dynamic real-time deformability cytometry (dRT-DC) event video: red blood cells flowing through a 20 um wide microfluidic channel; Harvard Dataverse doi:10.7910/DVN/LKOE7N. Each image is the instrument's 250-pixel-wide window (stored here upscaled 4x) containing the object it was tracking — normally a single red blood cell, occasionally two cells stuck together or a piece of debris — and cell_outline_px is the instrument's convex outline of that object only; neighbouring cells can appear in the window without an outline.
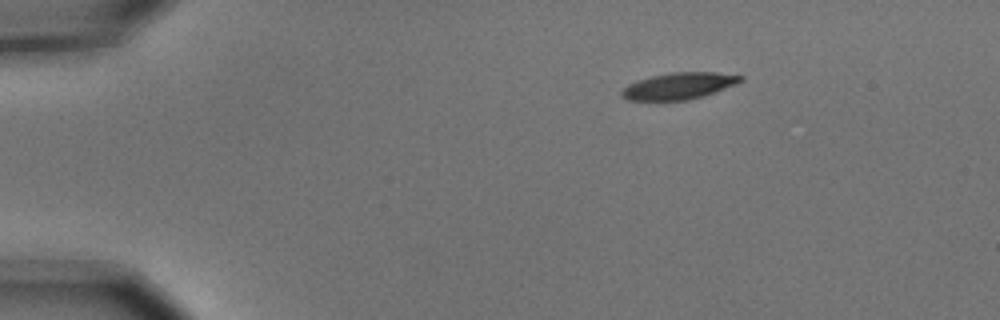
{"species": "common noctule bat (a hibernating species)", "species_latin": "Nyctalus noctula", "temperature_condition": "cold", "stored_images_in_passage": 3, "camera_frame_rate_fps": 3000, "um_per_image_px": 0.085, "animal": {"sex": "male", "body_mass_g": 15.6}, "frame": {"image": 1, "passage_image": 1, "time_ms": 0.0, "image_size_px": [1000, 320], "cell_outline_px": [[744, 80], [736, 84], [704, 96], [688, 100], [628, 100], [620, 96], [620, 92], [628, 84], [636, 80], [668, 72], [716, 72], [744, 76]], "centroid_in_image_um": [57.7, 7.3], "position_along_channel_um": 27.3, "area_um2": 18.55}}